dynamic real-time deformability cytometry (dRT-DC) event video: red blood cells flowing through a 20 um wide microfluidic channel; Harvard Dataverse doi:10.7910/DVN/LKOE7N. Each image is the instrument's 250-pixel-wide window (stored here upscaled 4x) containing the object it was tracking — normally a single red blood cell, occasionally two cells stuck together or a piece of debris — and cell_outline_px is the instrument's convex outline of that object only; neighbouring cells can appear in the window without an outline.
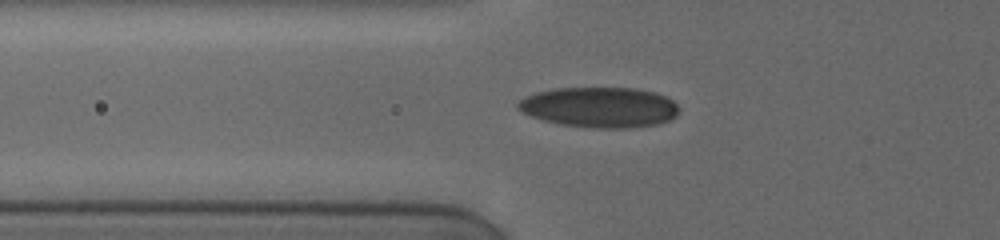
{"species": "human", "species_latin": "Homo sapiens", "temperature_condition": "cold", "stored_images_in_passage": 7, "camera_frame_rate_fps": 3000, "um_per_image_px": 0.085, "donor": {"sex": "female"}, "frame": {"image": 1, "passage_image": 2, "time_ms": 0.333, "image_size_px": [1000, 240], "cell_outline_px": [[676, 116], [668, 120], [656, 124], [624, 128], [588, 128], [560, 124], [544, 120], [520, 112], [516, 108], [516, 104], [524, 96], [536, 92], [556, 88], [632, 88], [652, 92], [664, 96], [672, 100], [676, 104]], "centroid_in_image_um": [50.89, 9.12], "position_along_channel_um": 74.9, "area_um2": 37.69}}
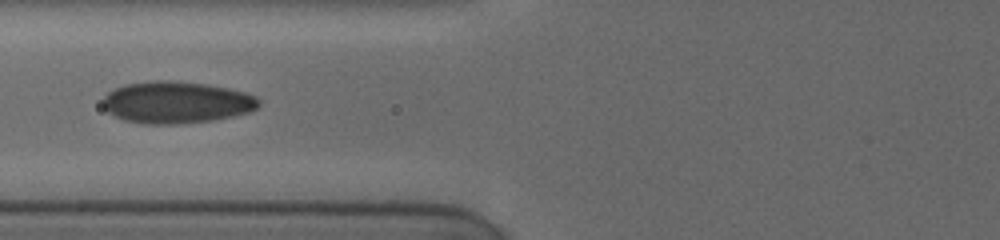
{"frame": {"image": 2, "passage_image": 6, "time_ms": 1.333, "image_size_px": [1000, 240], "cell_outline_px": [[260, 104], [252, 112], [236, 116], [212, 120], [180, 124], [144, 124], [124, 120], [108, 112], [104, 108], [104, 96], [108, 92], [124, 84], [156, 80], [180, 80], [208, 84], [228, 88], [244, 92], [256, 96], [260, 100]], "centroid_in_image_um": [15.04, 8.69], "position_along_channel_um": 110.8, "area_um2": 38.44}}